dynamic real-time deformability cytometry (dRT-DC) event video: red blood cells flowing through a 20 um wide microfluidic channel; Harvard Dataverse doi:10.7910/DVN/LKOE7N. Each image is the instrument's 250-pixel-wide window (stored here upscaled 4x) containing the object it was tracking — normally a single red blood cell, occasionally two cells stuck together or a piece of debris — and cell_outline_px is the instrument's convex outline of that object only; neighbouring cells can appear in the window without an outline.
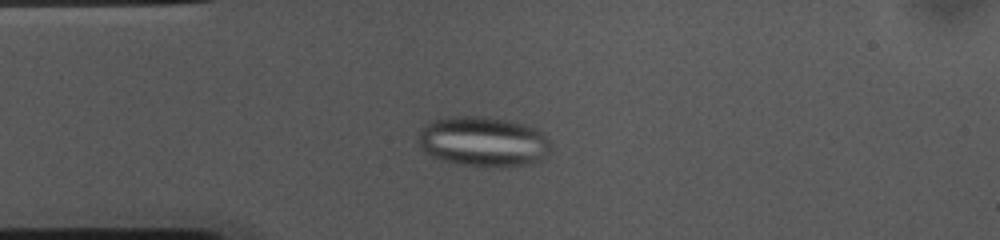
{"species": "common noctule bat (a hibernating species)", "species_latin": "Nyctalus noctula", "temperature_condition": "cold", "stored_images_in_passage": 53, "camera_frame_rate_fps": 3000, "um_per_image_px": 0.085, "animal": {"sex": "female", "body_mass_g": 10.0, "forearm_length_mm": 53.1}, "frame": {"image": 1, "passage_image": 12, "time_ms": 3.667, "image_size_px": [1000, 240], "cell_outline_px": [[552, 148], [548, 156], [544, 160], [532, 164], [504, 168], [484, 168], [460, 164], [440, 160], [424, 152], [420, 148], [420, 132], [424, 124], [432, 120], [452, 116], [480, 116], [508, 120], [524, 124], [536, 128], [548, 140]], "centroid_in_image_um": [41.12, 12.07], "position_along_channel_um": 43.9, "area_um2": 39.48}}
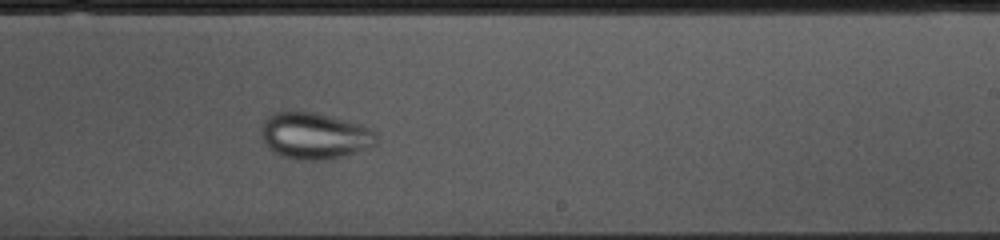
{"frame": {"image": 2, "passage_image": 31, "time_ms": 10.0, "image_size_px": [1000, 240], "cell_outline_px": [[376, 140], [372, 144], [356, 152], [344, 156], [320, 160], [304, 160], [284, 156], [268, 148], [264, 144], [260, 136], [260, 128], [264, 120], [272, 112], [284, 108], [316, 112], [364, 124], [372, 128], [376, 132]], "centroid_in_image_um": [26.67, 11.47], "position_along_channel_um": 262.3, "area_um2": 31.91}}
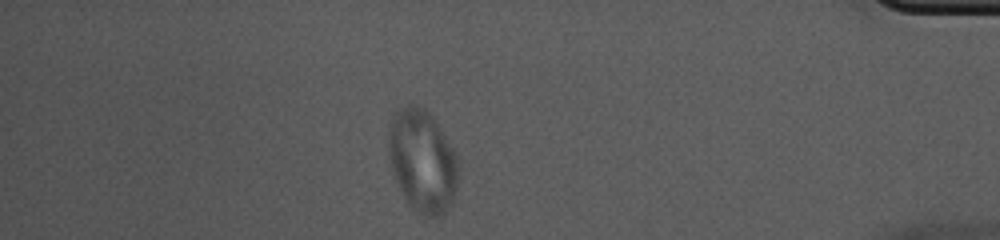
{"frame": {"image": 3, "passage_image": 46, "time_ms": 15.0, "image_size_px": [1000, 240], "cell_outline_px": [[456, 188], [452, 200], [448, 208], [444, 212], [432, 216], [428, 216], [412, 208], [408, 204], [392, 172], [388, 148], [388, 136], [392, 116], [400, 108], [408, 104], [412, 104], [424, 108], [432, 116], [456, 156]], "centroid_in_image_um": [35.85, 13.65], "position_along_channel_um": 399.3, "area_um2": 40.69}}